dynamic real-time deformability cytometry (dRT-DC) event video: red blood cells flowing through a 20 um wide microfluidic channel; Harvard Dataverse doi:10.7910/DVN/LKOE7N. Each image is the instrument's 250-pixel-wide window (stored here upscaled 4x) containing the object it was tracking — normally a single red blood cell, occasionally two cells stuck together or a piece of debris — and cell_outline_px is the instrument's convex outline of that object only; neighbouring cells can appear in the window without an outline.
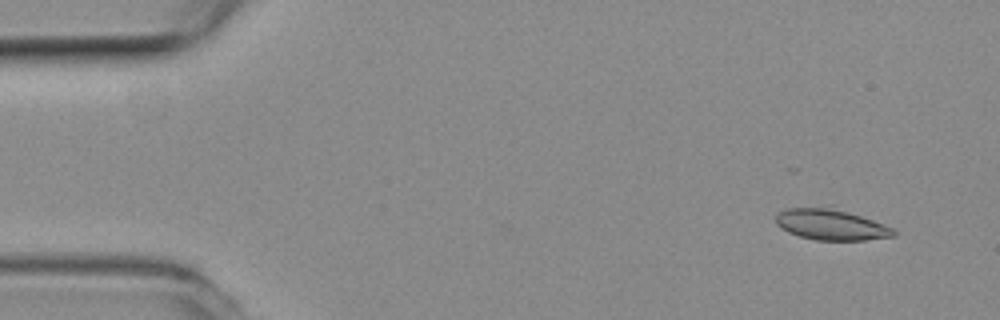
{"species": "common noctule bat (a hibernating species)", "species_latin": "Nyctalus noctula", "temperature_condition": "room temperature", "stored_images_in_passage": 22, "camera_frame_rate_fps": 3000, "um_per_image_px": 0.085, "animal": {"sex": "female", "body_mass_g": 19.3, "forearm_length_mm": 54.1}, "frame": {"image": 1, "passage_image": 3, "time_ms": 0.667, "image_size_px": [1000, 320], "cell_outline_px": [[896, 236], [864, 240], [816, 240], [800, 236], [788, 232], [780, 228], [776, 224], [776, 216], [780, 212], [788, 208], [828, 204], [832, 204], [884, 224], [892, 228], [896, 232]], "centroid_in_image_um": [70.64, 19.03], "position_along_channel_um": 14.4, "area_um2": 22.02}}
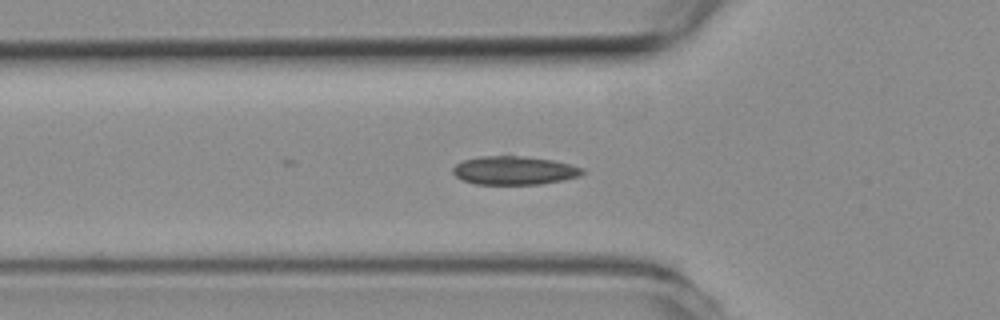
{"frame": {"image": 2, "passage_image": 17, "time_ms": 5.333, "image_size_px": [1000, 320], "cell_outline_px": [[584, 172], [580, 176], [540, 184], [476, 184], [460, 180], [452, 172], [452, 168], [456, 164], [464, 160], [480, 156], [520, 156], [552, 160], [572, 164], [584, 168]], "centroid_in_image_um": [43.69, 14.49], "position_along_channel_um": 82.1, "area_um2": 21.5}}
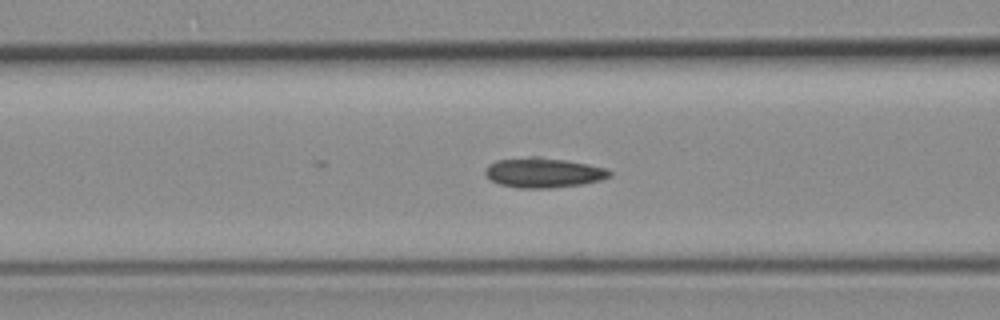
{"frame": {"image": 3, "passage_image": 20, "time_ms": 6.333, "image_size_px": [1000, 320], "cell_outline_px": [[612, 176], [600, 180], [584, 184], [548, 188], [520, 188], [500, 184], [492, 180], [484, 172], [484, 168], [488, 164], [496, 160], [532, 156], [540, 156], [568, 160], [608, 168], [612, 172]], "centroid_in_image_um": [46.22, 14.66], "position_along_channel_um": 120.4, "area_um2": 21.91}}